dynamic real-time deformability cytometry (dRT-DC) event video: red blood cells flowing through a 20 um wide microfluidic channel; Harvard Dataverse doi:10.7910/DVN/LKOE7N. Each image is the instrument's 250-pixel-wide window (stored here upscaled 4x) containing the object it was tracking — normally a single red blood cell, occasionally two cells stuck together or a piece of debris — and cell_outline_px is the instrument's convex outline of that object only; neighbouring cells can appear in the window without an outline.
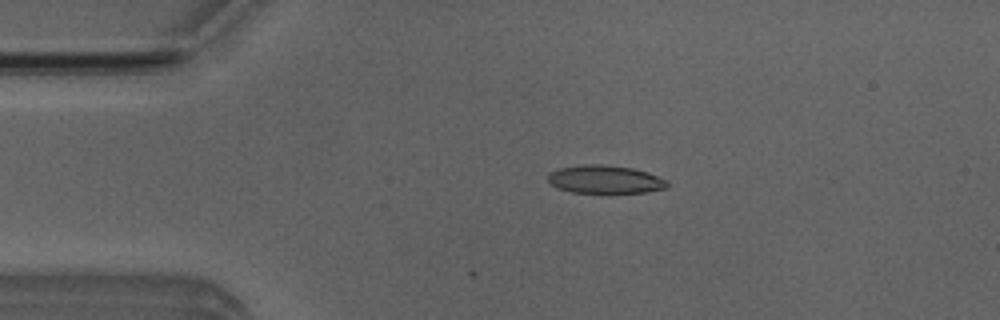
{"species": "Egyptian fruit bat (a non-hibernating species)", "species_latin": "Rousettus aegyptiacus", "temperature_condition": "room temperature", "stored_images_in_passage": 10, "camera_frame_rate_fps": 3000, "um_per_image_px": 0.085, "animal": {"sex": "male"}, "frame": {"image": 1, "passage_image": 10, "time_ms": 3.0, "image_size_px": [1000, 320], "cell_outline_px": [[668, 188], [644, 192], [572, 192], [556, 188], [548, 180], [548, 172], [560, 168], [584, 164], [600, 164], [632, 168], [648, 172], [668, 180]], "centroid_in_image_um": [51.43, 15.24], "position_along_channel_um": 33.6, "area_um2": 19.48}}